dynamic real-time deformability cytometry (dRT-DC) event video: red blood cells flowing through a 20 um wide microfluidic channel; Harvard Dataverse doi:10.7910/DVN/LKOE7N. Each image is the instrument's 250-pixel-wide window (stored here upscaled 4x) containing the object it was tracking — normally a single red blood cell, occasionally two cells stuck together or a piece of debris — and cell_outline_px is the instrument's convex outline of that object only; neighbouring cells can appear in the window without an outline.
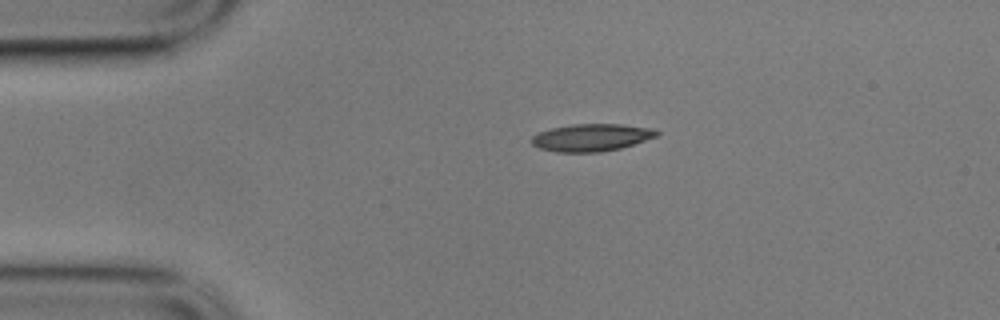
{"species": "common noctule bat (a hibernating species)", "species_latin": "Nyctalus noctula", "temperature_condition": "cold", "stored_images_in_passage": 4, "camera_frame_rate_fps": 3000, "um_per_image_px": 0.085, "animal": {"sex": "male", "body_mass_g": 17.9}, "frame": {"image": 1, "passage_image": 1, "time_ms": 0.0, "image_size_px": [1000, 320], "cell_outline_px": [[660, 136], [620, 148], [600, 152], [556, 152], [540, 148], [532, 144], [532, 136], [540, 132], [552, 128], [572, 124], [620, 124], [656, 128], [660, 132]], "centroid_in_image_um": [50.34, 11.68], "position_along_channel_um": 34.7, "area_um2": 20.06}}